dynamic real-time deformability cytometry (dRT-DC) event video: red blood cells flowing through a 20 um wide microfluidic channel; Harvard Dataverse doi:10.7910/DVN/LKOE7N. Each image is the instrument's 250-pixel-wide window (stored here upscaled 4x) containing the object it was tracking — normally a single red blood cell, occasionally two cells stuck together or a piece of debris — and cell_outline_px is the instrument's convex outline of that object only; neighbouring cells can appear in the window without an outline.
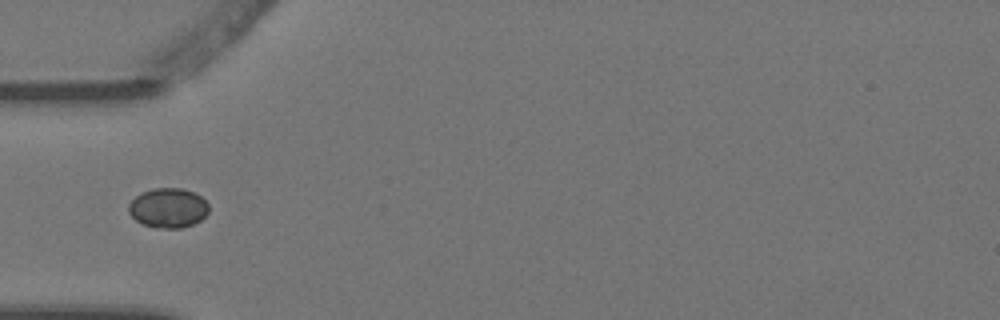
{"species": "Egyptian fruit bat (a non-hibernating species)", "species_latin": "Rousettus aegyptiacus", "temperature_condition": "warm", "stored_images_in_passage": 6, "camera_frame_rate_fps": 3000, "um_per_image_px": 0.085, "animal": {"sex": "female"}, "frame": {"image": 1, "passage_image": 4, "time_ms": 1.0, "image_size_px": [1000, 320], "cell_outline_px": [[208, 212], [200, 220], [192, 224], [180, 228], [156, 228], [144, 224], [136, 220], [128, 212], [128, 204], [140, 192], [152, 188], [180, 188], [196, 192], [208, 204]], "centroid_in_image_um": [14.28, 17.66], "position_along_channel_um": 70.7, "area_um2": 18.55}}
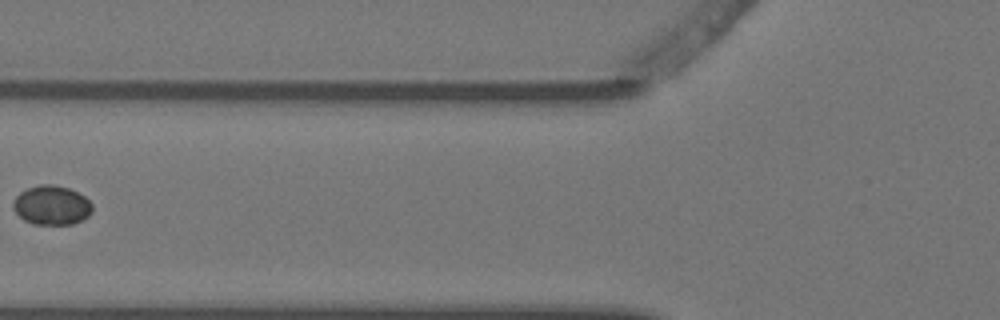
{"frame": {"image": 2, "passage_image": 5, "time_ms": 1.333, "image_size_px": [1000, 320], "cell_outline_px": [[92, 212], [88, 216], [72, 224], [32, 224], [24, 220], [12, 208], [12, 200], [20, 192], [28, 188], [40, 184], [52, 184], [68, 188], [84, 196], [92, 204]], "centroid_in_image_um": [4.36, 17.44], "position_along_channel_um": 121.4, "area_um2": 18.09}}
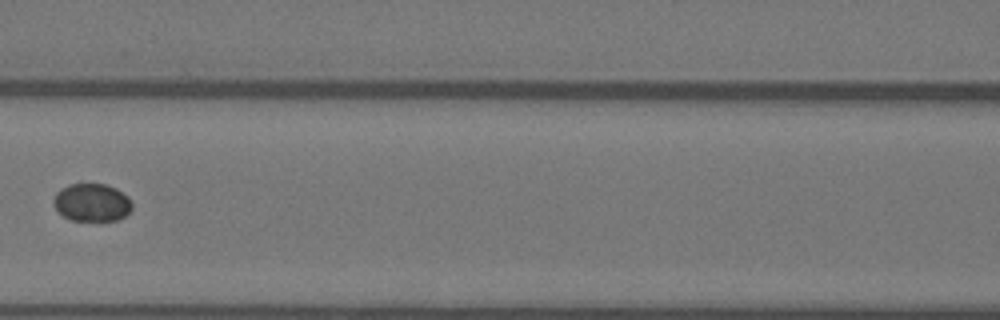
{"frame": {"image": 3, "passage_image": 6, "time_ms": 1.667, "image_size_px": [1000, 320], "cell_outline_px": [[132, 208], [124, 216], [116, 220], [72, 220], [64, 216], [52, 204], [52, 200], [56, 192], [60, 188], [68, 184], [104, 184], [116, 188], [128, 196], [132, 200]], "centroid_in_image_um": [7.8, 17.19], "position_along_channel_um": 158.8, "area_um2": 17.34}}